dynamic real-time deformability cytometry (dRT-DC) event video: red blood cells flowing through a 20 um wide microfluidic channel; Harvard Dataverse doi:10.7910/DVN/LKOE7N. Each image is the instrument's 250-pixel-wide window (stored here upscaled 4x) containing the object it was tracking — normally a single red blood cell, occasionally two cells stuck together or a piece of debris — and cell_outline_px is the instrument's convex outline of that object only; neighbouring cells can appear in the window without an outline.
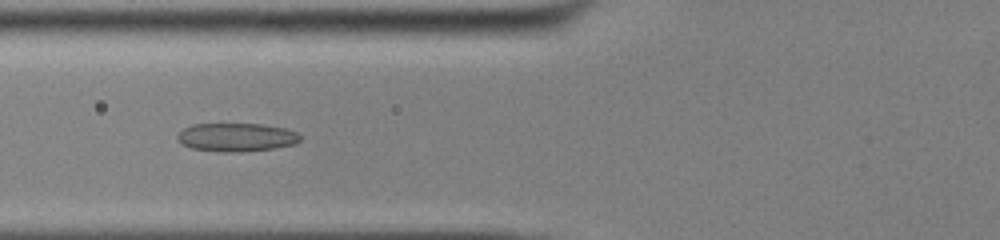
{"species": "common noctule bat (a hibernating species)", "species_latin": "Nyctalus noctula", "temperature_condition": "cold", "stored_images_in_passage": 50, "camera_frame_rate_fps": 3000, "um_per_image_px": 0.085, "animal": {"sex": "male", "body_mass_g": 13.0, "forearm_length_mm": 53.1}, "frame": {"image": 1, "passage_image": 19, "time_ms": 6.0, "image_size_px": [1000, 240], "cell_outline_px": [[300, 140], [296, 144], [276, 148], [240, 152], [224, 152], [192, 148], [180, 144], [176, 136], [184, 128], [192, 124], [260, 124], [284, 128], [296, 132], [300, 136]], "centroid_in_image_um": [20.09, 11.67], "position_along_channel_um": 105.7, "area_um2": 20.35}}
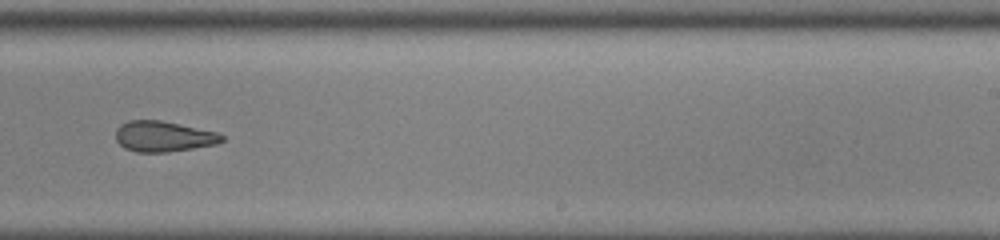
{"frame": {"image": 2, "passage_image": 32, "time_ms": 10.333, "image_size_px": [1000, 240], "cell_outline_px": [[224, 140], [216, 144], [168, 152], [136, 152], [124, 148], [116, 140], [116, 128], [120, 124], [128, 120], [160, 120], [180, 124], [216, 132], [224, 136]], "centroid_in_image_um": [13.86, 11.59], "position_along_channel_um": 275.1, "area_um2": 18.9}}
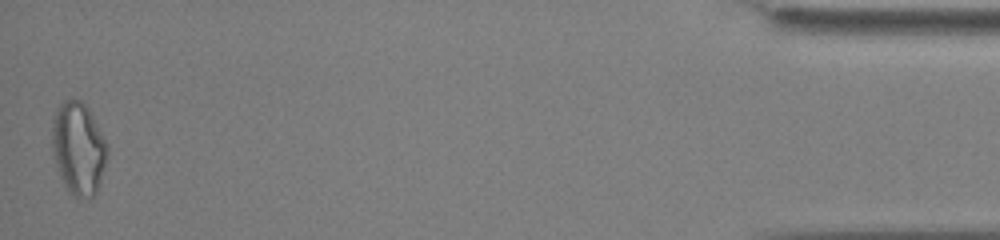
{"frame": {"image": 3, "passage_image": 50, "time_ms": 16.333, "image_size_px": [1000, 240], "cell_outline_px": [[108, 156], [100, 184], [96, 192], [92, 196], [72, 196], [68, 192], [60, 176], [52, 156], [52, 124], [56, 108], [64, 100], [80, 100], [88, 108], [108, 144]], "centroid_in_image_um": [6.66, 12.61], "position_along_channel_um": 428.5, "area_um2": 29.88}, "authors_computed_cell_mechanics": {"area_um2": 21.8484, "velocity_mm_per_s": 3.9113, "shape_relaxation_time_tau1_ms": 7.1814, "shape_relaxation_time_tau2_ms": 2.0118, "deformation_change_tau1": 0.1483, "deformation_change_tau2": 0.101}}